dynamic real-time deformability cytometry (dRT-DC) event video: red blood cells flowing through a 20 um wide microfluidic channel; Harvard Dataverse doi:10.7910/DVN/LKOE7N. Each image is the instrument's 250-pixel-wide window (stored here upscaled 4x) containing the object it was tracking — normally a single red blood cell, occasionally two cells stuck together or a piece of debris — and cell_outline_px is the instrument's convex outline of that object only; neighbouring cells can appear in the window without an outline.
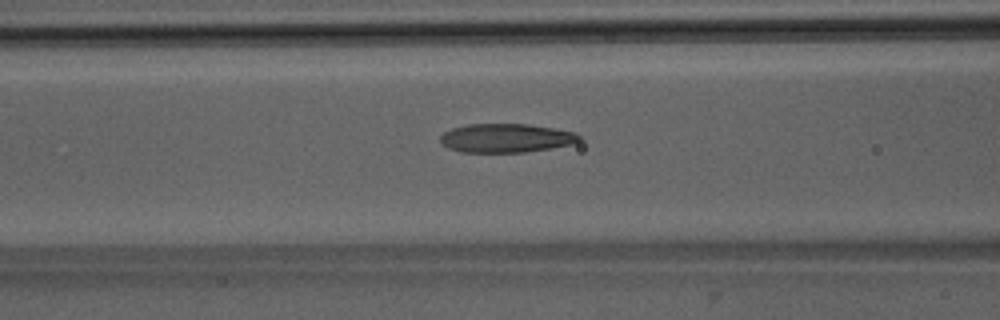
{"species": "Egyptian fruit bat (a non-hibernating species)", "species_latin": "Rousettus aegyptiacus", "temperature_condition": "room temperature", "stored_images_in_passage": 44, "camera_frame_rate_fps": 3000, "um_per_image_px": 0.085, "animal": {"sex": "male"}, "frame": {"image": 1, "passage_image": 14, "time_ms": 4.333, "image_size_px": [1000, 320], "cell_outline_px": [[580, 140], [572, 144], [552, 148], [524, 152], [460, 152], [448, 148], [440, 140], [440, 136], [444, 132], [452, 128], [468, 124], [528, 124], [576, 132], [580, 136]], "centroid_in_image_um": [43.01, 11.73], "position_along_channel_um": 123.6, "area_um2": 23.29}}
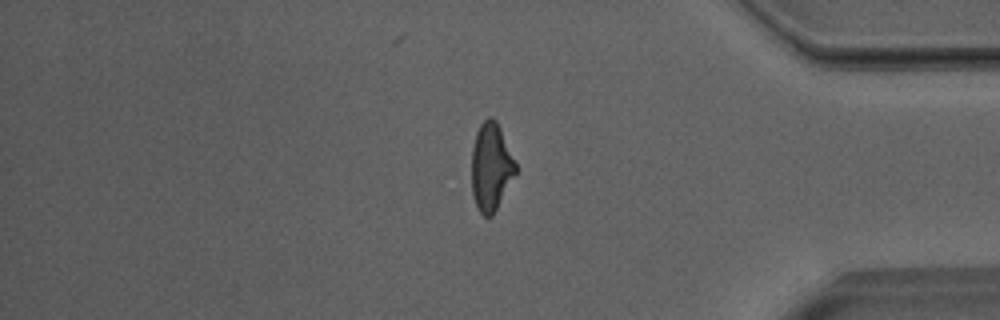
{"frame": {"image": 2, "passage_image": 36, "time_ms": 11.667, "image_size_px": [1000, 320], "cell_outline_px": [[516, 172], [492, 216], [484, 216], [480, 212], [472, 196], [472, 148], [476, 132], [480, 124], [488, 116], [492, 116], [496, 120], [500, 128], [516, 164]], "centroid_in_image_um": [41.71, 14.16], "position_along_channel_um": 393.5, "area_um2": 22.2}}
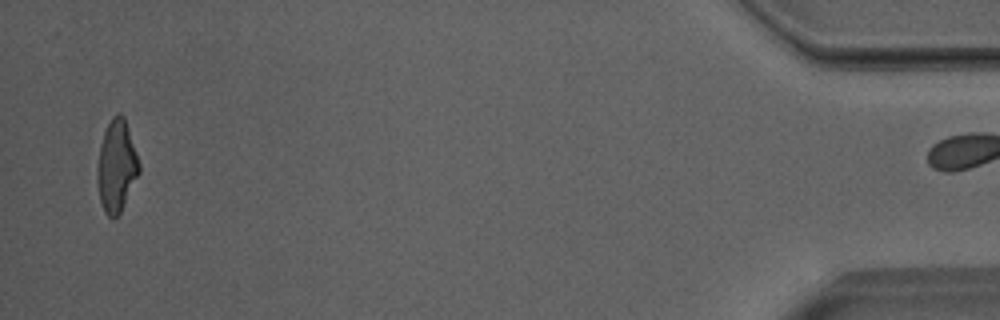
{"frame": {"image": 3, "passage_image": 43, "time_ms": 14.0, "image_size_px": [1000, 320], "cell_outline_px": [[140, 172], [120, 212], [112, 220], [104, 212], [100, 200], [96, 180], [96, 172], [100, 144], [104, 132], [112, 116], [120, 112], [124, 116], [140, 164]], "centroid_in_image_um": [9.89, 14.12], "position_along_channel_um": 425.3, "area_um2": 22.37}, "authors_computed_cell_mechanics": {"area_um2": 23.2934, "velocity_mm_per_s": 4.0185, "shape_relaxation_time_tau1_ms": null, "shape_relaxation_time_tau2_ms": 1.7799, "deformation_change_tau1": null, "deformation_change_tau2": 0.1098}}